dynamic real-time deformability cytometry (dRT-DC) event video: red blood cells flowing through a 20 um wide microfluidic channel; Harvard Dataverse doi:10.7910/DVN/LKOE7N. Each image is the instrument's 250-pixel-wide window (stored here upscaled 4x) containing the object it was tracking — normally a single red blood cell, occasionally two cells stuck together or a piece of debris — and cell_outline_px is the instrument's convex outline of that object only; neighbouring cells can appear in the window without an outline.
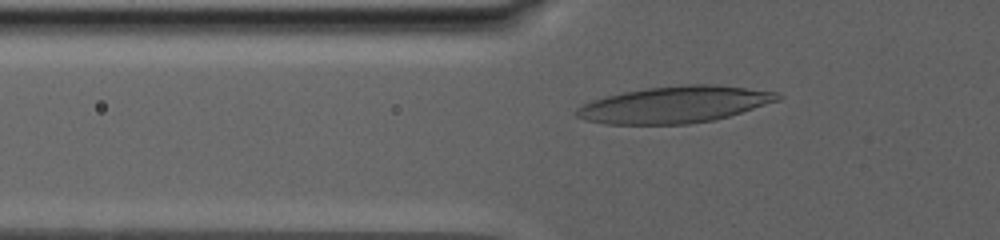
{"species": "human", "species_latin": "Homo sapiens", "temperature_condition": "warm", "stored_images_in_passage": 80, "camera_frame_rate_fps": 3000, "um_per_image_px": 0.085, "donor": {"sex": "male"}, "frame": {"image": 1, "passage_image": 2, "time_ms": 0.333, "image_size_px": [1000, 240], "cell_outline_px": [[784, 96], [780, 100], [728, 116], [712, 120], [688, 124], [604, 124], [584, 120], [576, 116], [572, 112], [576, 108], [592, 100], [604, 96], [644, 88], [680, 84], [716, 84], [776, 92]], "centroid_in_image_um": [57.3, 8.88], "position_along_channel_um": 68.5, "area_um2": 43.12}}
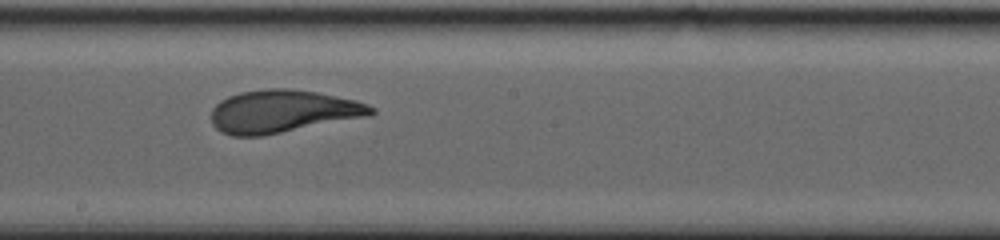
{"frame": {"image": 2, "passage_image": 32, "time_ms": 7.0, "image_size_px": [1000, 240], "cell_outline_px": [[376, 112], [368, 116], [260, 136], [232, 136], [220, 132], [212, 124], [212, 108], [220, 100], [228, 96], [240, 92], [268, 88], [288, 88], [316, 92], [356, 100], [368, 104], [376, 108]], "centroid_in_image_um": [24.01, 9.46], "position_along_channel_um": 224.2, "area_um2": 39.77}}
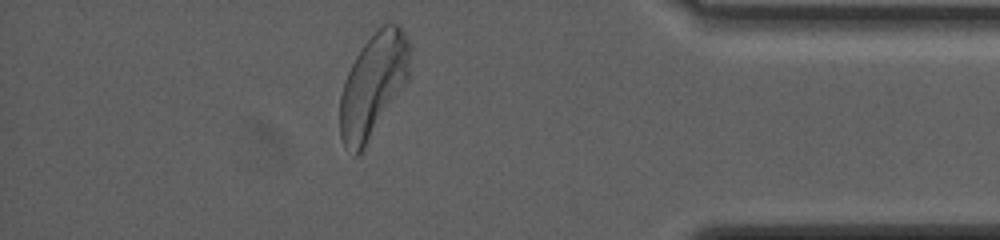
{"frame": {"image": 3, "passage_image": 75, "time_ms": 15.333, "image_size_px": [1000, 240], "cell_outline_px": [[412, 48], [408, 80], [360, 156], [352, 156], [344, 148], [340, 136], [340, 96], [344, 80], [356, 56], [364, 44], [380, 24], [388, 20], [400, 24]], "centroid_in_image_um": [31.74, 7.24], "position_along_channel_um": 403.5, "area_um2": 43.12}, "authors_computed_cell_mechanics": {"area_um2": 39.1306, "velocity_mm_per_s": 2.4417, "shape_relaxation_time_tau1_ms": 7.6197, "shape_relaxation_time_tau2_ms": 1.5378, "deformation_change_tau1": 0.2182, "deformation_change_tau2": 0.0873}}